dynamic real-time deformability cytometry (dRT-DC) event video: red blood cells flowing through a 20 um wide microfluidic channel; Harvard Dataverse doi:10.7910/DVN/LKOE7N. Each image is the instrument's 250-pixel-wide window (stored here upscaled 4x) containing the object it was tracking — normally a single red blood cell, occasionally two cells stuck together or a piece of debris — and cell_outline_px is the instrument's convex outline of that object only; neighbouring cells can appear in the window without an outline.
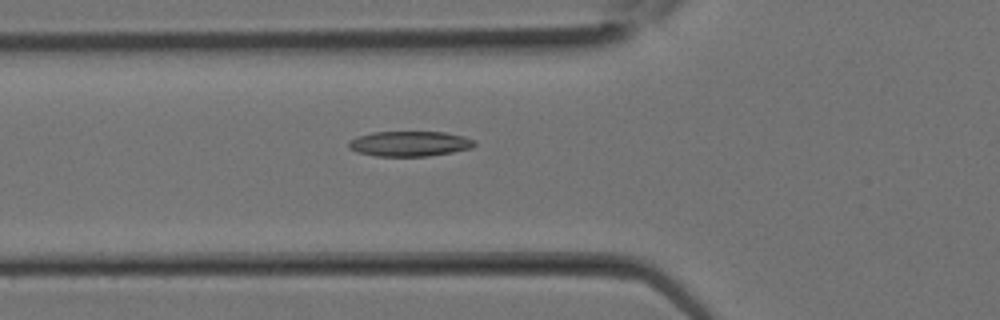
{"species": "Egyptian fruit bat (a non-hibernating species)", "species_latin": "Rousettus aegyptiacus", "temperature_condition": "room temperature", "stored_images_in_passage": 12, "camera_frame_rate_fps": 3000, "um_per_image_px": 0.085, "animal": {"sex": "female"}, "frame": {"image": 1, "passage_image": 10, "time_ms": 3.0, "image_size_px": [1000, 320], "cell_outline_px": [[476, 144], [472, 148], [452, 152], [428, 156], [376, 156], [356, 152], [348, 148], [348, 140], [356, 136], [372, 132], [444, 132], [464, 136], [476, 140]], "centroid_in_image_um": [34.8, 12.21], "position_along_channel_um": 91.0, "area_um2": 18.67}}
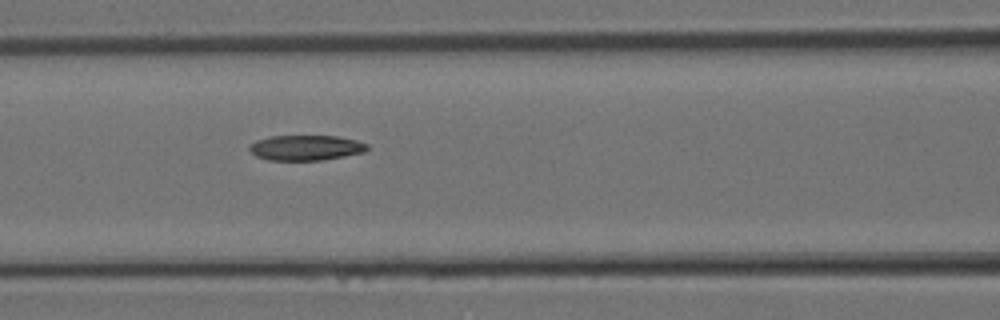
{"frame": {"image": 2, "passage_image": 12, "time_ms": 3.667, "image_size_px": [1000, 320], "cell_outline_px": [[368, 148], [364, 152], [344, 156], [320, 160], [268, 160], [256, 156], [248, 148], [256, 140], [268, 136], [336, 136], [356, 140], [368, 144]], "centroid_in_image_um": [25.99, 12.55], "position_along_channel_um": 140.6, "area_um2": 17.22}}